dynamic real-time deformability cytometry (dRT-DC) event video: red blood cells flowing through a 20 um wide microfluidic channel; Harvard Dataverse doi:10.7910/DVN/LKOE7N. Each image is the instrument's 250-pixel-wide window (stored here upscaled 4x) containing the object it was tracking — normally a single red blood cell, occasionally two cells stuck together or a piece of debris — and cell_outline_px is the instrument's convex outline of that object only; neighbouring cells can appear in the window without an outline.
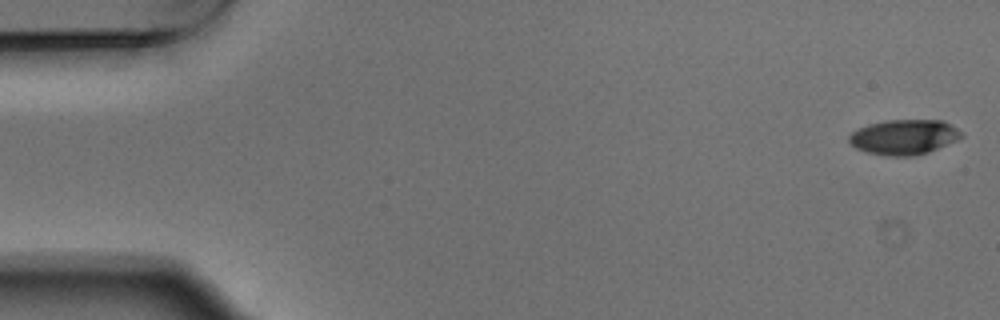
{"species": "Egyptian fruit bat (a non-hibernating species)", "species_latin": "Rousettus aegyptiacus", "temperature_condition": "warm", "stored_images_in_passage": 5, "camera_frame_rate_fps": 3000, "um_per_image_px": 0.085, "animal": {"sex": "male"}, "frame": {"image": 1, "passage_image": 1, "time_ms": 0.0, "image_size_px": [1000, 320], "cell_outline_px": [[964, 136], [956, 140], [928, 152], [912, 156], [888, 156], [868, 152], [856, 148], [848, 140], [848, 136], [852, 132], [868, 124], [884, 120], [944, 120], [956, 128]], "centroid_in_image_um": [76.83, 11.64], "position_along_channel_um": 8.2, "area_um2": 22.77}}
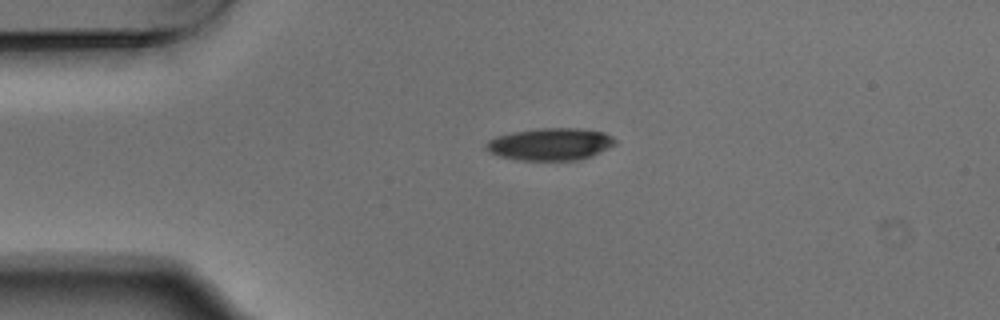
{"frame": {"image": 2, "passage_image": 4, "time_ms": 1.0, "image_size_px": [1000, 320], "cell_outline_px": [[616, 144], [592, 156], [580, 160], [520, 160], [500, 156], [488, 152], [488, 140], [496, 136], [512, 132], [536, 128], [580, 128], [604, 132], [612, 136], [616, 140]], "centroid_in_image_um": [46.82, 12.25], "position_along_channel_um": 38.2, "area_um2": 24.28}}